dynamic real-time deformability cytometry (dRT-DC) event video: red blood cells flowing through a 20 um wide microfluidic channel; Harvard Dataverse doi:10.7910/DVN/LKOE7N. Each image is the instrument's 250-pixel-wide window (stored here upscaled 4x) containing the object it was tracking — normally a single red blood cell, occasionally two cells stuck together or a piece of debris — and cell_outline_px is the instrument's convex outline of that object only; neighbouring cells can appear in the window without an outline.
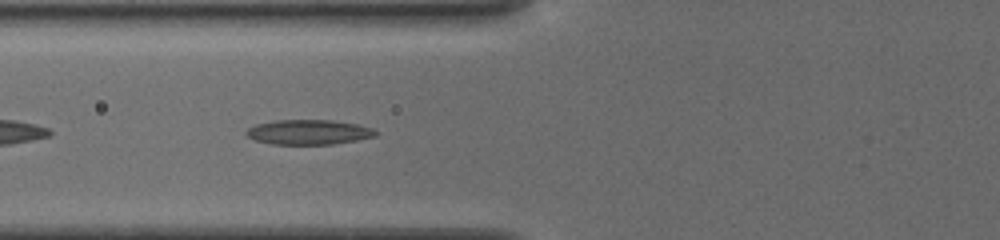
{"species": "common noctule bat (a hibernating species)", "species_latin": "Nyctalus noctula", "temperature_condition": "cold", "stored_images_in_passage": 37, "camera_frame_rate_fps": 3000, "um_per_image_px": 0.085, "animal": {"sex": "female", "body_mass_g": 19.5, "forearm_length_mm": 54.1}, "frame": {"image": 1, "passage_image": 5, "time_ms": 1.333, "image_size_px": [1000, 240], "cell_outline_px": [[376, 136], [356, 140], [332, 144], [272, 144], [256, 140], [244, 136], [244, 132], [248, 128], [260, 124], [280, 120], [328, 120], [356, 124], [372, 128], [376, 132]], "centroid_in_image_um": [26.21, 11.24], "position_along_channel_um": 99.6, "area_um2": 18.44}}
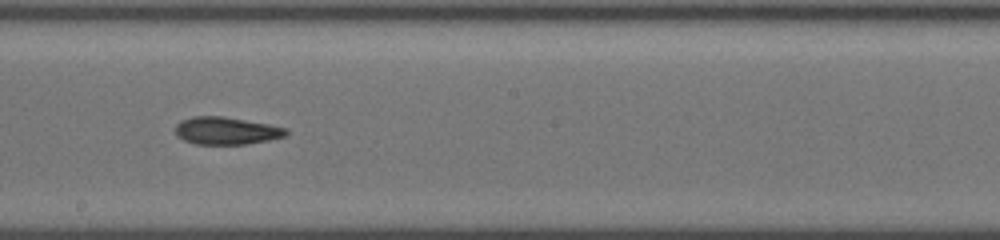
{"frame": {"image": 2, "passage_image": 15, "time_ms": 4.667, "image_size_px": [1000, 240], "cell_outline_px": [[288, 132], [284, 136], [268, 140], [244, 144], [196, 144], [184, 140], [176, 136], [176, 124], [184, 120], [196, 116], [220, 116], [264, 124], [284, 128]], "centroid_in_image_um": [19.17, 11.13], "position_along_channel_um": 229.0, "area_um2": 17.17}}
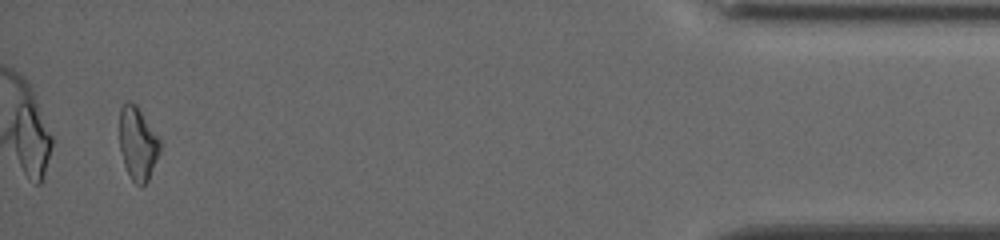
{"frame": {"image": 3, "passage_image": 35, "time_ms": 11.333, "image_size_px": [1000, 240], "cell_outline_px": [[160, 152], [148, 180], [140, 188], [132, 180], [124, 164], [120, 152], [120, 108], [124, 104], [136, 104], [160, 140]], "centroid_in_image_um": [11.71, 12.25], "position_along_channel_um": 423.5, "area_um2": 16.94}, "authors_computed_cell_mechanics": {"area_um2": 17.2244, "velocity_mm_per_s": 3.8775, "shape_relaxation_time_tau1_ms": 9.0617, "shape_relaxation_time_tau2_ms": 4.8881, "deformation_change_tau1": 0.2022, "deformation_change_tau2": 0.1354}}